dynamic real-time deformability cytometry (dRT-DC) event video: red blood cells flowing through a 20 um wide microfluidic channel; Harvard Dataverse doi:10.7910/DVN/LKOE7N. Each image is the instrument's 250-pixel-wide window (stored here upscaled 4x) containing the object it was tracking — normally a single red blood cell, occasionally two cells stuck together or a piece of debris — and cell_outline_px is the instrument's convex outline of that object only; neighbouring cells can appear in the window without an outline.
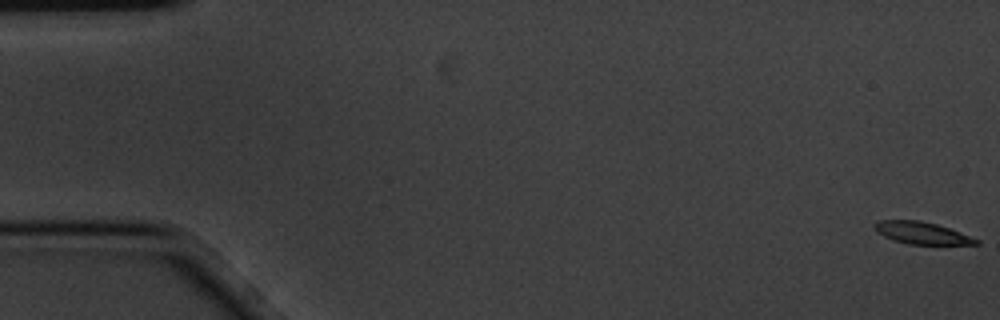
{"species": "common noctule bat (a hibernating species)", "species_latin": "Nyctalus noctula", "temperature_condition": "cold", "stored_images_in_passage": 5, "camera_frame_rate_fps": 3000, "um_per_image_px": 0.085, "animal": {"sex": "male", "body_mass_g": 20.1, "forearm_length_mm": 53.5}, "frame": {"image": 1, "passage_image": 1, "time_ms": 0.0, "image_size_px": [1000, 320], "cell_outline_px": [[980, 244], [908, 244], [884, 236], [876, 232], [872, 224], [880, 220], [920, 220], [936, 224], [960, 232], [980, 240]], "centroid_in_image_um": [78.33, 19.79], "position_along_channel_um": 6.7, "area_um2": 12.95}}
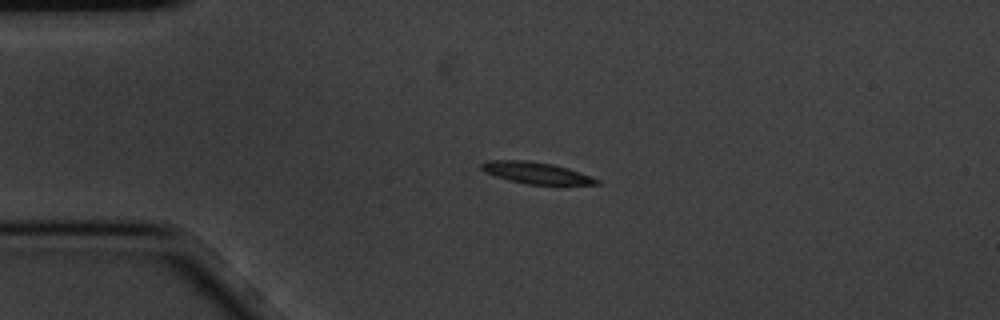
{"frame": {"image": 2, "passage_image": 4, "time_ms": 1.0, "image_size_px": [1000, 320], "cell_outline_px": [[600, 184], [528, 184], [508, 180], [484, 172], [480, 168], [480, 164], [488, 160], [524, 160], [552, 164], [568, 168], [580, 172], [600, 180]], "centroid_in_image_um": [45.53, 14.68], "position_along_channel_um": 39.5, "area_um2": 14.33}}